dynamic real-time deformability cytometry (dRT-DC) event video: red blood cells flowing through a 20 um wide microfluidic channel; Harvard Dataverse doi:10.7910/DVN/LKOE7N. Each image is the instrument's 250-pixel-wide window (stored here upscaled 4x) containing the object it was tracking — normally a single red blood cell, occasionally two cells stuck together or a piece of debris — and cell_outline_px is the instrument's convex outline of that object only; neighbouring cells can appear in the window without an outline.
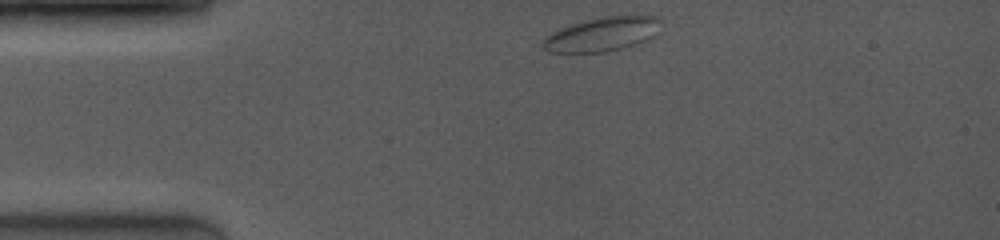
{"species": "common noctule bat (a hibernating species)", "species_latin": "Nyctalus noctula", "temperature_condition": "room temperature", "stored_images_in_passage": 52, "camera_frame_rate_fps": 4000, "um_per_image_px": 0.085, "animal": {"sex": "female", "body_mass_g": 19.0, "forearm_length_mm": 53.3}, "frame": {"image": 1, "passage_image": 1, "time_ms": 0.0, "image_size_px": [1000, 240], "cell_outline_px": [[664, 20], [656, 36], [648, 40], [636, 44], [604, 52], [548, 52], [540, 44], [540, 40], [544, 36], [568, 24], [600, 16], [656, 16]], "centroid_in_image_um": [51.18, 2.89], "position_along_channel_um": 33.8, "area_um2": 23.93}}
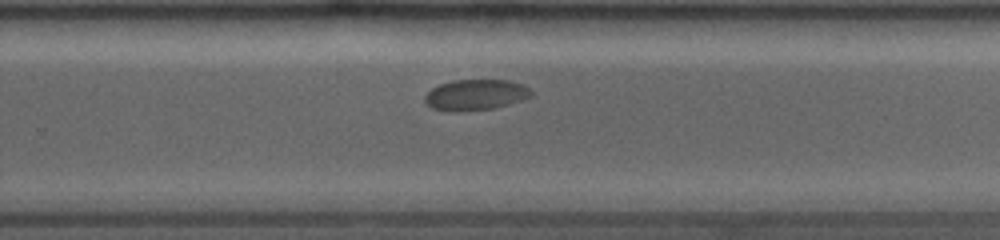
{"frame": {"image": 2, "passage_image": 43, "time_ms": 7.75, "image_size_px": [1000, 240], "cell_outline_px": [[532, 96], [508, 104], [492, 108], [456, 112], [448, 112], [432, 108], [424, 100], [424, 96], [432, 88], [440, 84], [452, 80], [508, 80], [520, 84], [528, 88], [532, 92]], "centroid_in_image_um": [40.38, 8.06], "position_along_channel_um": 289.4, "area_um2": 18.96}}
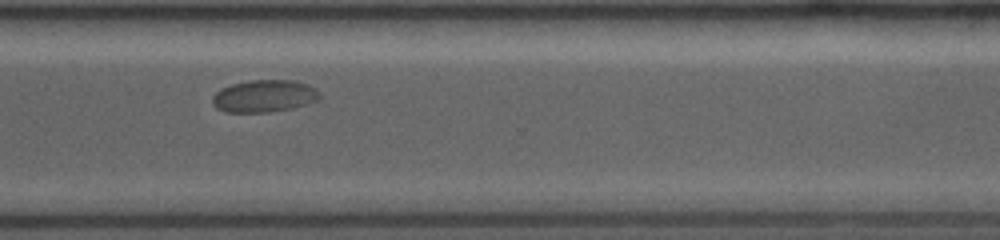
{"frame": {"image": 3, "passage_image": 51, "time_ms": 9.25, "image_size_px": [1000, 240], "cell_outline_px": [[320, 96], [316, 100], [292, 108], [268, 112], [224, 112], [216, 108], [212, 104], [212, 96], [216, 92], [232, 84], [252, 80], [292, 80], [308, 84], [316, 88], [320, 92]], "centroid_in_image_um": [22.45, 8.16], "position_along_channel_um": 348.2, "area_um2": 20.06}}